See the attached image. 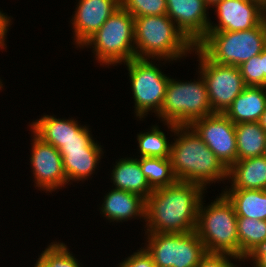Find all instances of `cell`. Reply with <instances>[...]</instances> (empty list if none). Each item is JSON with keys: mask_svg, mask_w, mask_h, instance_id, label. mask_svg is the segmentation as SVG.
<instances>
[{"mask_svg": "<svg viewBox=\"0 0 266 267\" xmlns=\"http://www.w3.org/2000/svg\"><path fill=\"white\" fill-rule=\"evenodd\" d=\"M203 186L187 181L153 190L146 199L145 233H187L196 229Z\"/></svg>", "mask_w": 266, "mask_h": 267, "instance_id": "1", "label": "cell"}, {"mask_svg": "<svg viewBox=\"0 0 266 267\" xmlns=\"http://www.w3.org/2000/svg\"><path fill=\"white\" fill-rule=\"evenodd\" d=\"M166 125L178 136L171 145L169 157L177 180L205 188L210 182L227 179L228 169L190 126Z\"/></svg>", "mask_w": 266, "mask_h": 267, "instance_id": "2", "label": "cell"}, {"mask_svg": "<svg viewBox=\"0 0 266 267\" xmlns=\"http://www.w3.org/2000/svg\"><path fill=\"white\" fill-rule=\"evenodd\" d=\"M134 32L136 58L173 61L195 47L167 14L134 18Z\"/></svg>", "mask_w": 266, "mask_h": 267, "instance_id": "3", "label": "cell"}, {"mask_svg": "<svg viewBox=\"0 0 266 267\" xmlns=\"http://www.w3.org/2000/svg\"><path fill=\"white\" fill-rule=\"evenodd\" d=\"M196 47L212 62L239 67L266 47V18L242 31H208Z\"/></svg>", "mask_w": 266, "mask_h": 267, "instance_id": "4", "label": "cell"}, {"mask_svg": "<svg viewBox=\"0 0 266 267\" xmlns=\"http://www.w3.org/2000/svg\"><path fill=\"white\" fill-rule=\"evenodd\" d=\"M237 219L234 206L223 193L207 207L201 201L195 231L207 253L239 258Z\"/></svg>", "mask_w": 266, "mask_h": 267, "instance_id": "5", "label": "cell"}, {"mask_svg": "<svg viewBox=\"0 0 266 267\" xmlns=\"http://www.w3.org/2000/svg\"><path fill=\"white\" fill-rule=\"evenodd\" d=\"M134 43V17L119 7L83 46L93 45L96 60L109 66L136 58Z\"/></svg>", "mask_w": 266, "mask_h": 267, "instance_id": "6", "label": "cell"}, {"mask_svg": "<svg viewBox=\"0 0 266 267\" xmlns=\"http://www.w3.org/2000/svg\"><path fill=\"white\" fill-rule=\"evenodd\" d=\"M179 82L169 78L158 117L165 123L189 126L193 121L213 114L205 81Z\"/></svg>", "mask_w": 266, "mask_h": 267, "instance_id": "7", "label": "cell"}, {"mask_svg": "<svg viewBox=\"0 0 266 267\" xmlns=\"http://www.w3.org/2000/svg\"><path fill=\"white\" fill-rule=\"evenodd\" d=\"M146 251L156 267H196L206 255L196 231L187 233H149Z\"/></svg>", "mask_w": 266, "mask_h": 267, "instance_id": "8", "label": "cell"}, {"mask_svg": "<svg viewBox=\"0 0 266 267\" xmlns=\"http://www.w3.org/2000/svg\"><path fill=\"white\" fill-rule=\"evenodd\" d=\"M124 64L129 71L136 116L142 119L151 110L158 114L164 102L169 77L150 59L134 58Z\"/></svg>", "mask_w": 266, "mask_h": 267, "instance_id": "9", "label": "cell"}, {"mask_svg": "<svg viewBox=\"0 0 266 267\" xmlns=\"http://www.w3.org/2000/svg\"><path fill=\"white\" fill-rule=\"evenodd\" d=\"M200 73L205 81L213 113L224 114L246 85L238 67L210 61L196 46Z\"/></svg>", "mask_w": 266, "mask_h": 267, "instance_id": "10", "label": "cell"}, {"mask_svg": "<svg viewBox=\"0 0 266 267\" xmlns=\"http://www.w3.org/2000/svg\"><path fill=\"white\" fill-rule=\"evenodd\" d=\"M189 126L227 169L237 161L235 124L224 114L213 113Z\"/></svg>", "mask_w": 266, "mask_h": 267, "instance_id": "11", "label": "cell"}, {"mask_svg": "<svg viewBox=\"0 0 266 267\" xmlns=\"http://www.w3.org/2000/svg\"><path fill=\"white\" fill-rule=\"evenodd\" d=\"M219 24L208 31H242L258 26L265 18V6L258 0H221L214 5Z\"/></svg>", "mask_w": 266, "mask_h": 267, "instance_id": "12", "label": "cell"}, {"mask_svg": "<svg viewBox=\"0 0 266 267\" xmlns=\"http://www.w3.org/2000/svg\"><path fill=\"white\" fill-rule=\"evenodd\" d=\"M31 167L36 187L52 192L67 184L62 156L53 145L33 135Z\"/></svg>", "mask_w": 266, "mask_h": 267, "instance_id": "13", "label": "cell"}, {"mask_svg": "<svg viewBox=\"0 0 266 267\" xmlns=\"http://www.w3.org/2000/svg\"><path fill=\"white\" fill-rule=\"evenodd\" d=\"M167 15L177 28L196 46L208 33V5L205 0H166Z\"/></svg>", "mask_w": 266, "mask_h": 267, "instance_id": "14", "label": "cell"}, {"mask_svg": "<svg viewBox=\"0 0 266 267\" xmlns=\"http://www.w3.org/2000/svg\"><path fill=\"white\" fill-rule=\"evenodd\" d=\"M72 18L74 40L83 44L121 7L120 0H79Z\"/></svg>", "mask_w": 266, "mask_h": 267, "instance_id": "15", "label": "cell"}, {"mask_svg": "<svg viewBox=\"0 0 266 267\" xmlns=\"http://www.w3.org/2000/svg\"><path fill=\"white\" fill-rule=\"evenodd\" d=\"M266 108V87L246 86L224 115L234 124L259 122Z\"/></svg>", "mask_w": 266, "mask_h": 267, "instance_id": "16", "label": "cell"}, {"mask_svg": "<svg viewBox=\"0 0 266 267\" xmlns=\"http://www.w3.org/2000/svg\"><path fill=\"white\" fill-rule=\"evenodd\" d=\"M103 201L101 212L108 220L122 222L138 216L145 220L146 200L137 194L112 189Z\"/></svg>", "mask_w": 266, "mask_h": 267, "instance_id": "17", "label": "cell"}, {"mask_svg": "<svg viewBox=\"0 0 266 267\" xmlns=\"http://www.w3.org/2000/svg\"><path fill=\"white\" fill-rule=\"evenodd\" d=\"M31 131L43 142L60 149L71 138H80V132L86 127L78 125L74 119H57L44 115L31 124Z\"/></svg>", "mask_w": 266, "mask_h": 267, "instance_id": "18", "label": "cell"}, {"mask_svg": "<svg viewBox=\"0 0 266 267\" xmlns=\"http://www.w3.org/2000/svg\"><path fill=\"white\" fill-rule=\"evenodd\" d=\"M230 189L266 190V156L236 161L228 169Z\"/></svg>", "mask_w": 266, "mask_h": 267, "instance_id": "19", "label": "cell"}, {"mask_svg": "<svg viewBox=\"0 0 266 267\" xmlns=\"http://www.w3.org/2000/svg\"><path fill=\"white\" fill-rule=\"evenodd\" d=\"M114 189L129 191L143 197L145 200L153 192L143 174L139 160L133 158H121L112 170Z\"/></svg>", "mask_w": 266, "mask_h": 267, "instance_id": "20", "label": "cell"}, {"mask_svg": "<svg viewBox=\"0 0 266 267\" xmlns=\"http://www.w3.org/2000/svg\"><path fill=\"white\" fill-rule=\"evenodd\" d=\"M59 152L62 156L67 183L70 180L83 181L88 179V176L95 171L103 153L102 148H75L59 150Z\"/></svg>", "mask_w": 266, "mask_h": 267, "instance_id": "21", "label": "cell"}, {"mask_svg": "<svg viewBox=\"0 0 266 267\" xmlns=\"http://www.w3.org/2000/svg\"><path fill=\"white\" fill-rule=\"evenodd\" d=\"M223 192L234 206L237 217L266 220V190L226 189Z\"/></svg>", "mask_w": 266, "mask_h": 267, "instance_id": "22", "label": "cell"}, {"mask_svg": "<svg viewBox=\"0 0 266 267\" xmlns=\"http://www.w3.org/2000/svg\"><path fill=\"white\" fill-rule=\"evenodd\" d=\"M237 161L264 155L266 131L259 122L235 124Z\"/></svg>", "mask_w": 266, "mask_h": 267, "instance_id": "23", "label": "cell"}, {"mask_svg": "<svg viewBox=\"0 0 266 267\" xmlns=\"http://www.w3.org/2000/svg\"><path fill=\"white\" fill-rule=\"evenodd\" d=\"M237 235L239 239V258L245 260L258 247L266 243V220L238 217Z\"/></svg>", "mask_w": 266, "mask_h": 267, "instance_id": "24", "label": "cell"}, {"mask_svg": "<svg viewBox=\"0 0 266 267\" xmlns=\"http://www.w3.org/2000/svg\"><path fill=\"white\" fill-rule=\"evenodd\" d=\"M139 163L149 186L155 190L177 181L170 158L140 157Z\"/></svg>", "mask_w": 266, "mask_h": 267, "instance_id": "25", "label": "cell"}, {"mask_svg": "<svg viewBox=\"0 0 266 267\" xmlns=\"http://www.w3.org/2000/svg\"><path fill=\"white\" fill-rule=\"evenodd\" d=\"M137 141L140 157H170L172 144L169 143L164 132L156 125L152 127L150 132L138 134Z\"/></svg>", "mask_w": 266, "mask_h": 267, "instance_id": "26", "label": "cell"}, {"mask_svg": "<svg viewBox=\"0 0 266 267\" xmlns=\"http://www.w3.org/2000/svg\"><path fill=\"white\" fill-rule=\"evenodd\" d=\"M121 7L134 18L167 13L166 0H120Z\"/></svg>", "mask_w": 266, "mask_h": 267, "instance_id": "27", "label": "cell"}, {"mask_svg": "<svg viewBox=\"0 0 266 267\" xmlns=\"http://www.w3.org/2000/svg\"><path fill=\"white\" fill-rule=\"evenodd\" d=\"M63 243L52 242L40 255L48 267H81Z\"/></svg>", "mask_w": 266, "mask_h": 267, "instance_id": "28", "label": "cell"}, {"mask_svg": "<svg viewBox=\"0 0 266 267\" xmlns=\"http://www.w3.org/2000/svg\"><path fill=\"white\" fill-rule=\"evenodd\" d=\"M239 71L246 86L264 87V73H262L261 53L253 56L241 64Z\"/></svg>", "mask_w": 266, "mask_h": 267, "instance_id": "29", "label": "cell"}, {"mask_svg": "<svg viewBox=\"0 0 266 267\" xmlns=\"http://www.w3.org/2000/svg\"><path fill=\"white\" fill-rule=\"evenodd\" d=\"M229 257L241 261L240 258L230 254L206 253L196 267H236L229 261Z\"/></svg>", "mask_w": 266, "mask_h": 267, "instance_id": "30", "label": "cell"}, {"mask_svg": "<svg viewBox=\"0 0 266 267\" xmlns=\"http://www.w3.org/2000/svg\"><path fill=\"white\" fill-rule=\"evenodd\" d=\"M89 128L85 127L80 132V138H71L59 150L75 149V148H101L98 143L92 139Z\"/></svg>", "mask_w": 266, "mask_h": 267, "instance_id": "31", "label": "cell"}, {"mask_svg": "<svg viewBox=\"0 0 266 267\" xmlns=\"http://www.w3.org/2000/svg\"><path fill=\"white\" fill-rule=\"evenodd\" d=\"M138 250L130 255L126 260L120 263L119 267H156L153 262L152 256L146 251L145 248Z\"/></svg>", "mask_w": 266, "mask_h": 267, "instance_id": "32", "label": "cell"}, {"mask_svg": "<svg viewBox=\"0 0 266 267\" xmlns=\"http://www.w3.org/2000/svg\"><path fill=\"white\" fill-rule=\"evenodd\" d=\"M254 261V267H266V243L258 247L247 259Z\"/></svg>", "mask_w": 266, "mask_h": 267, "instance_id": "33", "label": "cell"}, {"mask_svg": "<svg viewBox=\"0 0 266 267\" xmlns=\"http://www.w3.org/2000/svg\"><path fill=\"white\" fill-rule=\"evenodd\" d=\"M11 20L10 17H7L5 13H2L0 11V44L5 45V36L8 31V27L10 24Z\"/></svg>", "mask_w": 266, "mask_h": 267, "instance_id": "34", "label": "cell"}, {"mask_svg": "<svg viewBox=\"0 0 266 267\" xmlns=\"http://www.w3.org/2000/svg\"><path fill=\"white\" fill-rule=\"evenodd\" d=\"M262 73H264V87H266V47L261 52Z\"/></svg>", "mask_w": 266, "mask_h": 267, "instance_id": "35", "label": "cell"}, {"mask_svg": "<svg viewBox=\"0 0 266 267\" xmlns=\"http://www.w3.org/2000/svg\"><path fill=\"white\" fill-rule=\"evenodd\" d=\"M259 124L266 131V108H265L264 113L261 115V118L259 120Z\"/></svg>", "mask_w": 266, "mask_h": 267, "instance_id": "36", "label": "cell"}, {"mask_svg": "<svg viewBox=\"0 0 266 267\" xmlns=\"http://www.w3.org/2000/svg\"><path fill=\"white\" fill-rule=\"evenodd\" d=\"M35 267H48V265L41 257H39L35 264Z\"/></svg>", "mask_w": 266, "mask_h": 267, "instance_id": "37", "label": "cell"}, {"mask_svg": "<svg viewBox=\"0 0 266 267\" xmlns=\"http://www.w3.org/2000/svg\"><path fill=\"white\" fill-rule=\"evenodd\" d=\"M221 0H205L206 4L209 6V7H212L214 6L217 2H219ZM211 5V6H210Z\"/></svg>", "mask_w": 266, "mask_h": 267, "instance_id": "38", "label": "cell"}, {"mask_svg": "<svg viewBox=\"0 0 266 267\" xmlns=\"http://www.w3.org/2000/svg\"><path fill=\"white\" fill-rule=\"evenodd\" d=\"M0 47L4 49V45L0 44ZM2 86H3V85H2V82H1V80H0V89L2 88Z\"/></svg>", "mask_w": 266, "mask_h": 267, "instance_id": "39", "label": "cell"}, {"mask_svg": "<svg viewBox=\"0 0 266 267\" xmlns=\"http://www.w3.org/2000/svg\"><path fill=\"white\" fill-rule=\"evenodd\" d=\"M259 2H261L264 6H266V0H258Z\"/></svg>", "mask_w": 266, "mask_h": 267, "instance_id": "40", "label": "cell"}, {"mask_svg": "<svg viewBox=\"0 0 266 267\" xmlns=\"http://www.w3.org/2000/svg\"><path fill=\"white\" fill-rule=\"evenodd\" d=\"M264 155L266 156V145H265Z\"/></svg>", "mask_w": 266, "mask_h": 267, "instance_id": "41", "label": "cell"}]
</instances>
